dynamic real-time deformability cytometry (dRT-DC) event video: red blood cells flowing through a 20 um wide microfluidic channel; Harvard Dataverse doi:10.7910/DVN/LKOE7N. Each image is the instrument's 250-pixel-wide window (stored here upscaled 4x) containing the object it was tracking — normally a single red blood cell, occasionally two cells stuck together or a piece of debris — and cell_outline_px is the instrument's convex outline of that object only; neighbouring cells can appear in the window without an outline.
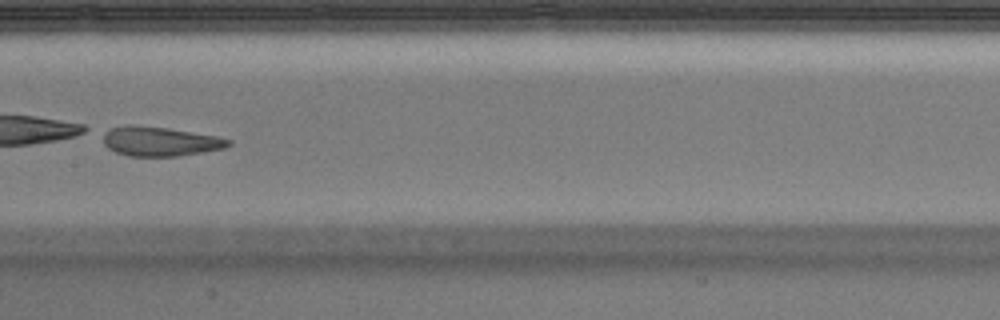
{"species": "Egyptian fruit bat (a non-hibernating species)", "species_latin": "Rousettus aegyptiacus", "temperature_condition": "warm", "stored_images_in_passage": 46, "camera_frame_rate_fps": 3000, "um_per_image_px": 0.085, "animal": {"sex": "male"}, "frame": {"image": 1, "passage_image": 27, "time_ms": 8.667, "image_size_px": [1000, 320], "cell_outline_px": [[232, 144], [224, 148], [180, 156], [128, 156], [116, 152], [108, 148], [104, 144], [104, 132], [112, 128], [128, 124], [168, 128], [216, 136], [232, 140]], "centroid_in_image_um": [13.6, 12.02], "position_along_channel_um": 193.8, "area_um2": 21.39}}
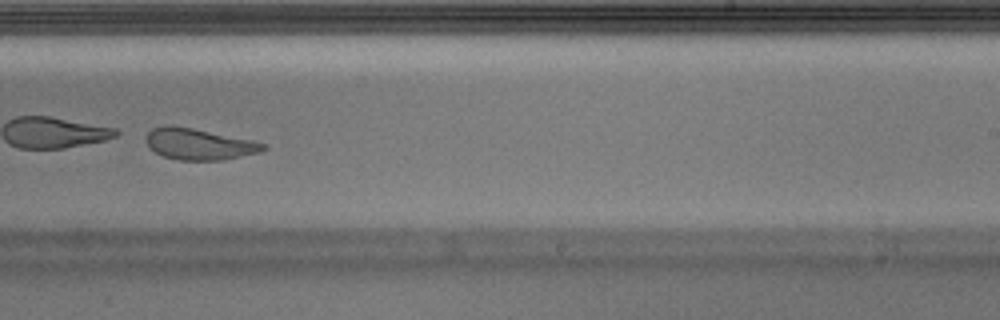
{"frame": {"image": 2, "passage_image": 33, "time_ms": 10.667, "image_size_px": [1000, 320], "cell_outline_px": [[268, 148], [260, 152], [224, 160], [180, 160], [164, 156], [156, 152], [144, 140], [148, 132], [152, 128], [168, 124], [192, 128], [252, 140], [268, 144]], "centroid_in_image_um": [16.94, 12.24], "position_along_channel_um": 272.1, "area_um2": 21.33}}